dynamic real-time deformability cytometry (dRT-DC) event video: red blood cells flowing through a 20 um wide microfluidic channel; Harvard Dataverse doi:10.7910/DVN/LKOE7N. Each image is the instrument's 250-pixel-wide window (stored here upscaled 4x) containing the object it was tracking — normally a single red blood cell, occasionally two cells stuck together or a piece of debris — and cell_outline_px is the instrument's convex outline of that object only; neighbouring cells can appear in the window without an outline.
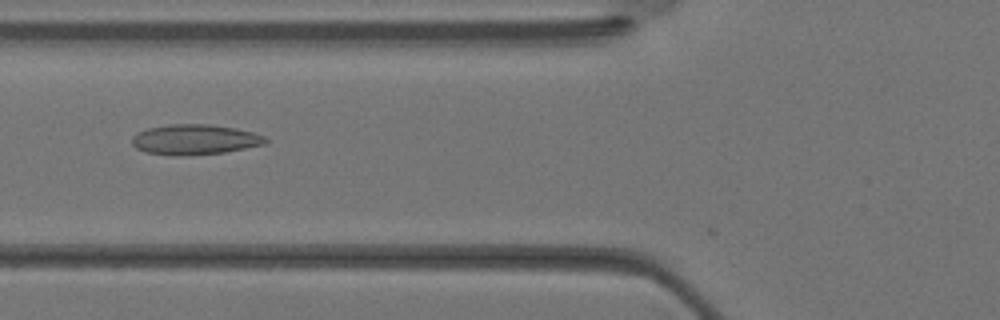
{"species": "Egyptian fruit bat (a non-hibernating species)", "species_latin": "Rousettus aegyptiacus", "temperature_condition": "warm", "stored_images_in_passage": 23, "camera_frame_rate_fps": 3000, "um_per_image_px": 0.085, "animal": {"sex": "female"}, "frame": {"image": 1, "passage_image": 5, "time_ms": 1.333, "image_size_px": [1000, 320], "cell_outline_px": [[268, 140], [264, 144], [224, 152], [188, 156], [172, 156], [144, 152], [136, 148], [132, 144], [132, 136], [136, 132], [148, 128], [168, 124], [208, 124], [236, 128], [252, 132], [264, 136]], "centroid_in_image_um": [16.5, 11.87], "position_along_channel_um": 109.3, "area_um2": 23.7}}
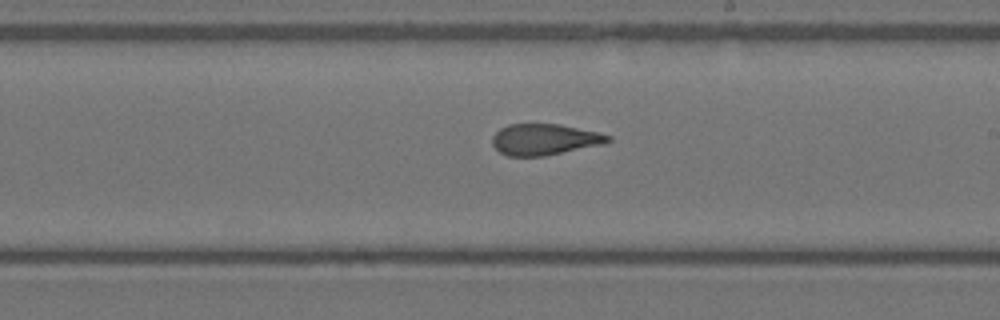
{"frame": {"image": 2, "passage_image": 12, "time_ms": 3.667, "image_size_px": [1000, 320], "cell_outline_px": [[612, 140], [604, 144], [544, 156], [508, 156], [500, 152], [492, 144], [492, 136], [500, 128], [508, 124], [560, 124], [596, 132], [612, 136]], "centroid_in_image_um": [46.28, 11.85], "position_along_channel_um": 242.7, "area_um2": 20.98}}
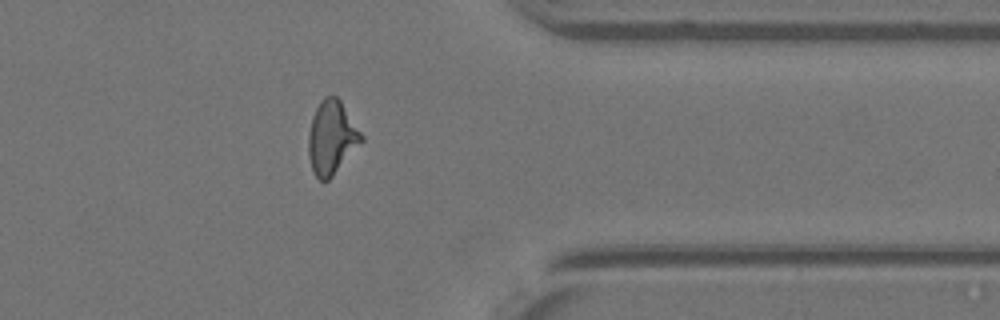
{"frame": {"image": 3, "passage_image": 20, "time_ms": 6.333, "image_size_px": [1000, 320], "cell_outline_px": [[364, 140], [332, 176], [328, 180], [320, 180], [312, 172], [308, 156], [308, 136], [312, 116], [320, 100], [324, 96], [336, 96], [340, 100], [364, 136]], "centroid_in_image_um": [28.18, 11.69], "position_along_channel_um": 383.2, "area_um2": 22.66}}